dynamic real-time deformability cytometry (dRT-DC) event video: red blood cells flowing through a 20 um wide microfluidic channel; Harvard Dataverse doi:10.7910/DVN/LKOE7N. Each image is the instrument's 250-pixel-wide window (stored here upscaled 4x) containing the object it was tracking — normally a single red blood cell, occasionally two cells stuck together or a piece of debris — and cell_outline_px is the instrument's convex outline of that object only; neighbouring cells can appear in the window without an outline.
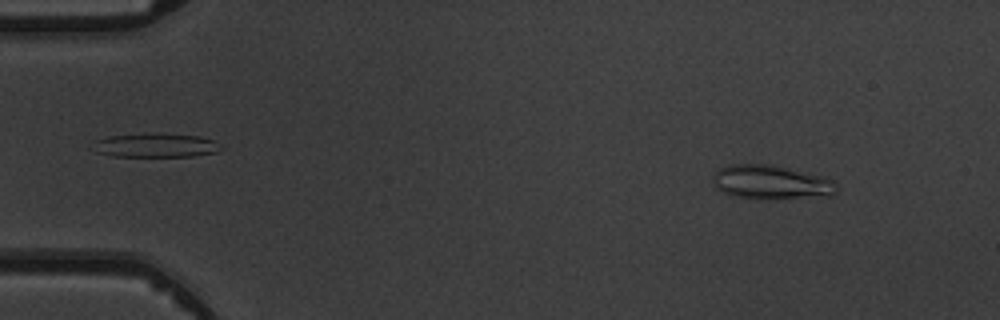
{"species": "common noctule bat (a hibernating species)", "species_latin": "Nyctalus noctula", "temperature_condition": "warm", "stored_images_in_passage": 4, "camera_frame_rate_fps": 3000, "um_per_image_px": 0.085, "animal": {"sex": "male", "body_mass_g": 19.5, "forearm_length_mm": 54.6}, "frame": {"image": 1, "passage_image": 1, "time_ms": 0.0, "image_size_px": [1000, 320], "cell_outline_px": [[836, 192], [832, 196], [760, 200], [752, 200], [736, 196], [724, 192], [716, 188], [712, 180], [712, 176], [720, 168], [728, 164], [772, 164], [820, 176], [832, 180], [836, 184]], "centroid_in_image_um": [65.52, 15.51], "position_along_channel_um": 19.5, "area_um2": 24.85}}
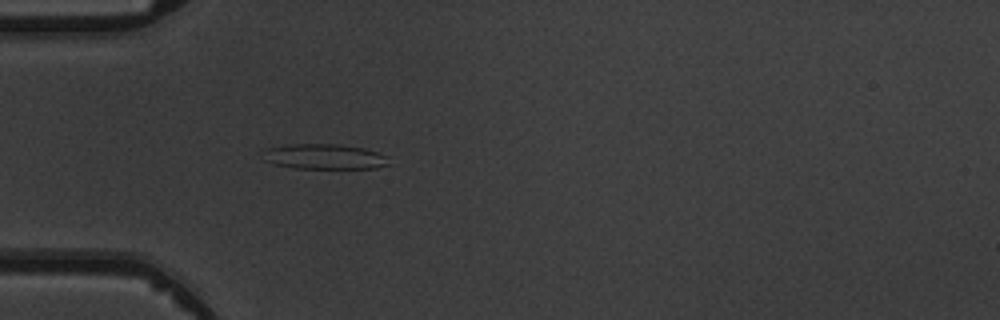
{"frame": {"image": 2, "passage_image": 4, "time_ms": 3.333, "image_size_px": [1000, 320], "cell_outline_px": [[388, 164], [376, 168], [296, 168], [272, 164], [264, 160], [268, 148], [288, 144], [340, 144], [364, 148], [388, 156]], "centroid_in_image_um": [27.6, 13.31], "position_along_channel_um": 57.4, "area_um2": 18.32}}